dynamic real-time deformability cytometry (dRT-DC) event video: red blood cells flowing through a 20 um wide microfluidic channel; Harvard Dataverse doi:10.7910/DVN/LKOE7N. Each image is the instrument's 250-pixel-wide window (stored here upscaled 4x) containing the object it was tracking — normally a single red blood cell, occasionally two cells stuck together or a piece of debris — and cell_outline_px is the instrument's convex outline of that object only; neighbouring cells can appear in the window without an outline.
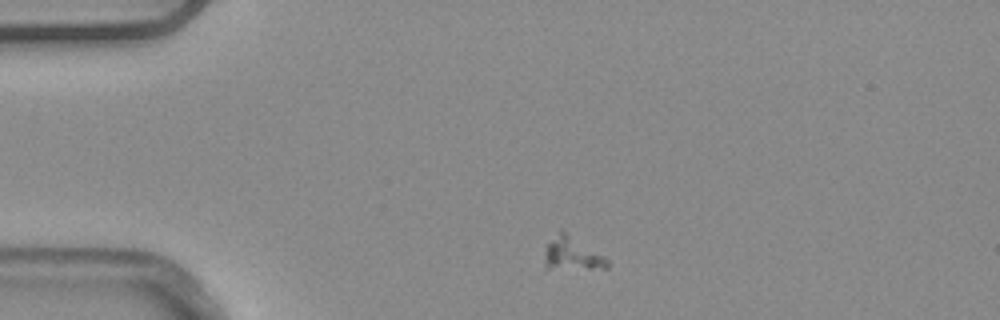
{"species": "common noctule bat (a hibernating species)", "species_latin": "Nyctalus noctula", "temperature_condition": "warm", "stored_images_in_passage": 2, "camera_frame_rate_fps": 3000, "um_per_image_px": 0.085, "animal": {"sex": "male", "body_mass_g": 20.4}, "frame": {"image": 1, "passage_image": 1, "time_ms": 0.0, "image_size_px": [1000, 320], "cell_outline_px": [[608, 268], [544, 268], [544, 248], [560, 228], [604, 256], [608, 260]], "centroid_in_image_um": [48.57, 21.56], "position_along_channel_um": 36.4, "area_um2": 12.02}}